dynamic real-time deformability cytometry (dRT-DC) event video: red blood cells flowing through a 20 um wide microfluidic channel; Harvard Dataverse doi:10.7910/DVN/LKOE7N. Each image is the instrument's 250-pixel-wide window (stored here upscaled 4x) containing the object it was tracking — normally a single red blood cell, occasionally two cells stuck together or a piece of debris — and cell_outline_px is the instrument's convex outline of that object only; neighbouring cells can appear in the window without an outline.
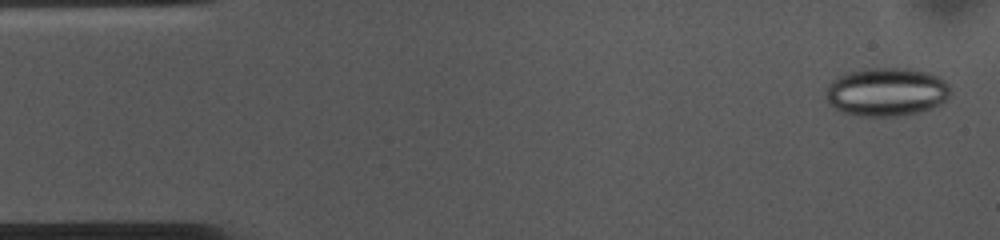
{"species": "common noctule bat (a hibernating species)", "species_latin": "Nyctalus noctula", "temperature_condition": "cold", "stored_images_in_passage": 54, "camera_frame_rate_fps": 3000, "um_per_image_px": 0.085, "animal": {"sex": "female", "body_mass_g": 10.0, "forearm_length_mm": 53.1}, "frame": {"image": 1, "passage_image": 2, "time_ms": 0.333, "image_size_px": [1000, 240], "cell_outline_px": [[952, 92], [940, 104], [932, 108], [920, 112], [896, 116], [856, 116], [840, 112], [828, 104], [824, 96], [828, 84], [832, 80], [848, 72], [864, 68], [904, 68], [928, 72], [944, 80], [948, 84]], "centroid_in_image_um": [75.31, 7.82], "position_along_channel_um": 9.7, "area_um2": 35.55}}
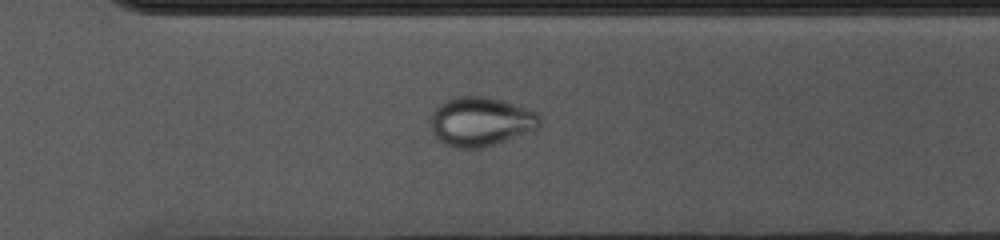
{"frame": {"image": 2, "passage_image": 37, "time_ms": 12.0, "image_size_px": [1000, 240], "cell_outline_px": [[540, 128], [480, 148], [456, 148], [444, 144], [432, 132], [432, 112], [436, 104], [452, 96], [484, 96], [500, 100], [536, 112], [540, 116]], "centroid_in_image_um": [40.81, 10.31], "position_along_channel_um": 329.8, "area_um2": 31.04}}
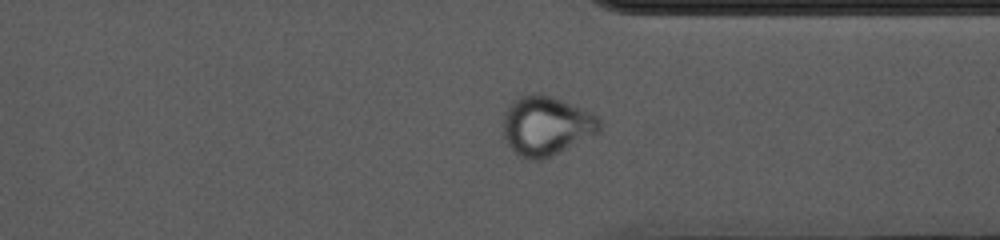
{"frame": {"image": 3, "passage_image": 40, "time_ms": 13.0, "image_size_px": [1000, 240], "cell_outline_px": [[600, 128], [596, 132], [544, 160], [528, 160], [520, 156], [504, 140], [504, 112], [508, 104], [520, 96], [532, 92], [536, 92], [552, 96], [580, 108], [596, 116], [600, 120]], "centroid_in_image_um": [46.36, 10.68], "position_along_channel_um": 365.0, "area_um2": 32.89}}